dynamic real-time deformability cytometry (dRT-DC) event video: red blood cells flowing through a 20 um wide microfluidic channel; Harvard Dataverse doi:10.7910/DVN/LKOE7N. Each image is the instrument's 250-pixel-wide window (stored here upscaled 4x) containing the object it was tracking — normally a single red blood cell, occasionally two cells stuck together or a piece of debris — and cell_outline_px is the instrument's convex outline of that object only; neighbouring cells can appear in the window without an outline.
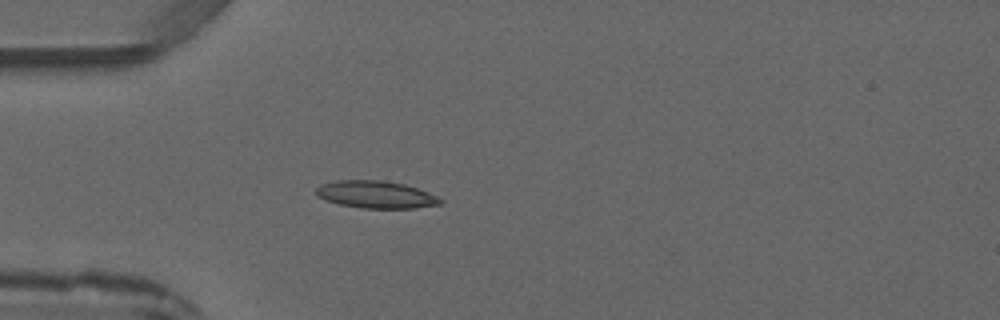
{"species": "common noctule bat (a hibernating species)", "species_latin": "Nyctalus noctula", "temperature_condition": "warm", "stored_images_in_passage": 3, "camera_frame_rate_fps": 3000, "um_per_image_px": 0.085, "animal": {"sex": "male", "forearm_length_mm": 52.5}, "frame": {"image": 1, "passage_image": 3, "time_ms": 2.333, "image_size_px": [1000, 320], "cell_outline_px": [[444, 204], [416, 208], [360, 208], [340, 204], [328, 200], [320, 196], [316, 192], [316, 188], [320, 184], [336, 180], [380, 180], [404, 184], [416, 188], [436, 196], [444, 200]], "centroid_in_image_um": [31.98, 16.54], "position_along_channel_um": 53.0, "area_um2": 19.65}}